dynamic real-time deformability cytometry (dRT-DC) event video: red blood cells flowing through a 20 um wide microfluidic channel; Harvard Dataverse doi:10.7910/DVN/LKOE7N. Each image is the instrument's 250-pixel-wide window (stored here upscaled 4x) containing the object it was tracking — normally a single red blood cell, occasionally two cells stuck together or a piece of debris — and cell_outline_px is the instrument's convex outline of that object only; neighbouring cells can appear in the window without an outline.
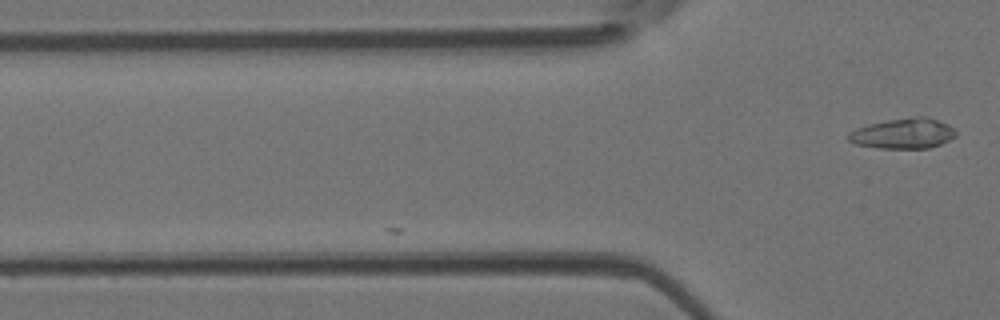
{"species": "Egyptian fruit bat (a non-hibernating species)", "species_latin": "Rousettus aegyptiacus", "temperature_condition": "room temperature", "stored_images_in_passage": 2, "camera_frame_rate_fps": 3000, "um_per_image_px": 0.085, "animal": {"sex": "female"}, "frame": {"image": 1, "passage_image": 2, "time_ms": 0.333, "image_size_px": [1000, 320], "cell_outline_px": [[956, 136], [940, 144], [928, 148], [876, 148], [856, 144], [848, 140], [848, 132], [856, 128], [868, 124], [888, 120], [912, 116], [924, 116], [948, 124], [956, 132]], "centroid_in_image_um": [76.75, 11.34], "position_along_channel_um": 49.1, "area_um2": 18.96}}